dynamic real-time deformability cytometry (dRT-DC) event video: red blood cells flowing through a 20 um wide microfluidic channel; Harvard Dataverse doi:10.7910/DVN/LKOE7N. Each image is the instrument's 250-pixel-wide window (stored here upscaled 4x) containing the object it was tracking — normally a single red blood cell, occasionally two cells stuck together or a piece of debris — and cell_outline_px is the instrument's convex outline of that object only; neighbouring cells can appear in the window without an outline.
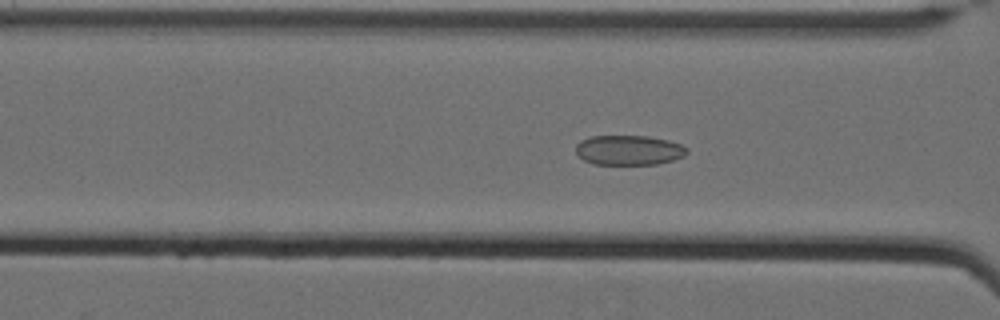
{"species": "Egyptian fruit bat (a non-hibernating species)", "species_latin": "Rousettus aegyptiacus", "temperature_condition": "cold", "stored_images_in_passage": 63, "camera_frame_rate_fps": 3000, "um_per_image_px": 0.085, "animal": {"sex": "female"}, "frame": {"image": 1, "passage_image": 30, "time_ms": 9.667, "image_size_px": [1000, 320], "cell_outline_px": [[688, 152], [684, 156], [672, 160], [656, 164], [592, 164], [584, 160], [576, 152], [576, 144], [580, 140], [592, 136], [648, 136], [668, 140], [680, 144], [688, 148]], "centroid_in_image_um": [53.45, 12.76], "position_along_channel_um": 113.2, "area_um2": 19.31}}
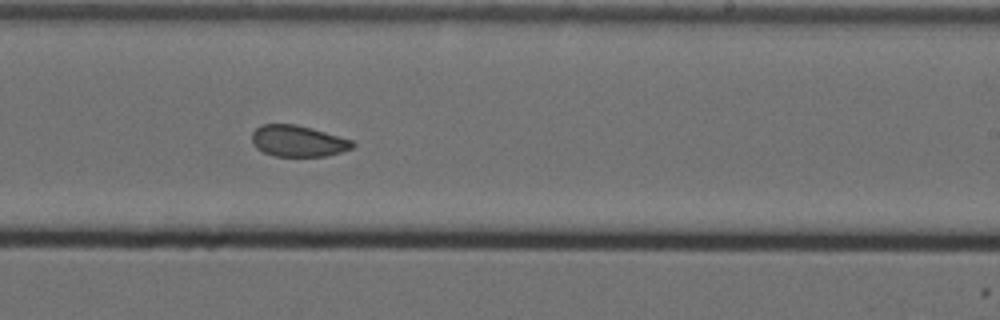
{"frame": {"image": 2, "passage_image": 43, "time_ms": 14.0, "image_size_px": [1000, 320], "cell_outline_px": [[356, 144], [352, 148], [340, 152], [324, 156], [276, 156], [264, 152], [256, 148], [252, 144], [252, 132], [260, 124], [296, 124], [312, 128], [352, 140]], "centroid_in_image_um": [25.3, 11.98], "position_along_channel_um": 263.7, "area_um2": 18.32}}
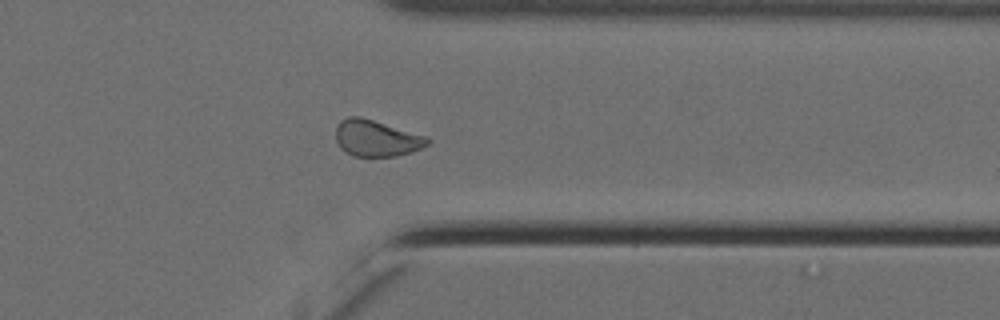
{"frame": {"image": 3, "passage_image": 53, "time_ms": 17.333, "image_size_px": [1000, 320], "cell_outline_px": [[432, 140], [428, 144], [412, 152], [396, 156], [352, 156], [344, 152], [340, 148], [336, 140], [336, 128], [340, 120], [348, 116], [360, 116], [428, 136]], "centroid_in_image_um": [31.99, 11.75], "position_along_channel_um": 379.4, "area_um2": 19.65}, "authors_computed_cell_mechanics": {"area_um2": 20.2878, "velocity_mm_per_s": 3.4669, "shape_relaxation_time_tau1_ms": null, "shape_relaxation_time_tau2_ms": 2.9411, "deformation_change_tau1": null, "deformation_change_tau2": 0.0728}}